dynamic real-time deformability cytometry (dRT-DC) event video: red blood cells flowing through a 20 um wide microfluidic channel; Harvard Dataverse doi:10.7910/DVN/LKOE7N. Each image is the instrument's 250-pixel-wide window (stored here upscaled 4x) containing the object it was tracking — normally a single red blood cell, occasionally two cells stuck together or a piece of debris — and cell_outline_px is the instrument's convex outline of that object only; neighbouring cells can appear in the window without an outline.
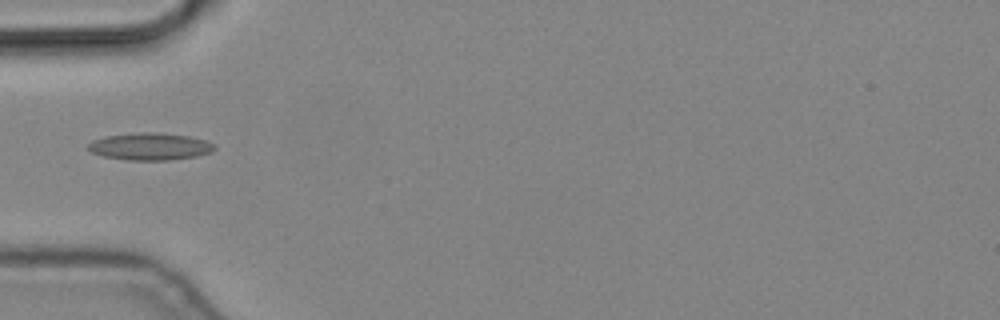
{"species": "common noctule bat (a hibernating species)", "species_latin": "Nyctalus noctula", "temperature_condition": "cold", "stored_images_in_passage": 2, "camera_frame_rate_fps": 3000, "um_per_image_px": 0.085, "animal": {"sex": "male", "body_mass_g": 19.2, "forearm_length_mm": 51.8}, "frame": {"image": 1, "passage_image": 2, "time_ms": 0.333, "image_size_px": [1000, 320], "cell_outline_px": [[216, 148], [212, 152], [196, 156], [172, 160], [128, 160], [104, 156], [92, 152], [88, 148], [88, 144], [92, 140], [108, 136], [140, 132], [156, 132], [188, 136], [208, 140], [216, 144]], "centroid_in_image_um": [12.82, 12.45], "position_along_channel_um": 72.2, "area_um2": 20.06}}